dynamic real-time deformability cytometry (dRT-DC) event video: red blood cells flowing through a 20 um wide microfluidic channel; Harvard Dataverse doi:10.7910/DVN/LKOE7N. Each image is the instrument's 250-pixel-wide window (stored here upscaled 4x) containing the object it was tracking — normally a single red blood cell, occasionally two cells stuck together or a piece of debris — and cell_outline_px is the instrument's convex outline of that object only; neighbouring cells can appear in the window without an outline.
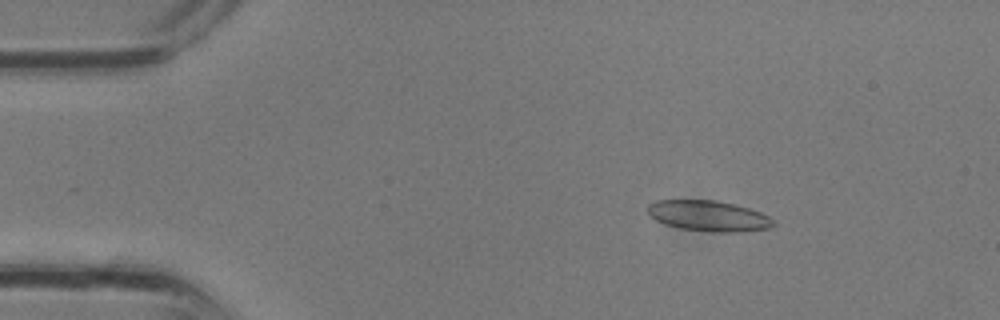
{"species": "common noctule bat (a hibernating species)", "species_latin": "Nyctalus noctula", "temperature_condition": "room temperature", "stored_images_in_passage": 32, "camera_frame_rate_fps": 3000, "um_per_image_px": 0.085, "animal": {"sex": "male", "body_mass_g": 13.3}, "frame": {"image": 1, "passage_image": 4, "time_ms": 1.0, "image_size_px": [1000, 320], "cell_outline_px": [[776, 224], [768, 228], [740, 232], [712, 232], [680, 228], [664, 224], [648, 216], [648, 204], [656, 200], [716, 200], [736, 204], [760, 212], [768, 216]], "centroid_in_image_um": [60.2, 18.35], "position_along_channel_um": 24.8, "area_um2": 22.54}}
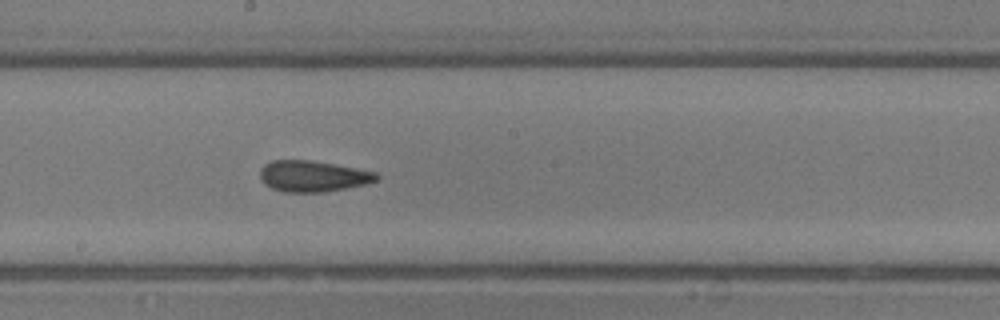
{"frame": {"image": 2, "passage_image": 17, "time_ms": 5.333, "image_size_px": [1000, 320], "cell_outline_px": [[380, 176], [376, 180], [364, 184], [344, 188], [320, 192], [284, 192], [272, 188], [264, 184], [260, 176], [260, 168], [264, 164], [272, 160], [312, 160], [356, 168], [376, 172]], "centroid_in_image_um": [26.56, 14.96], "position_along_channel_um": 221.6, "area_um2": 20.98}}
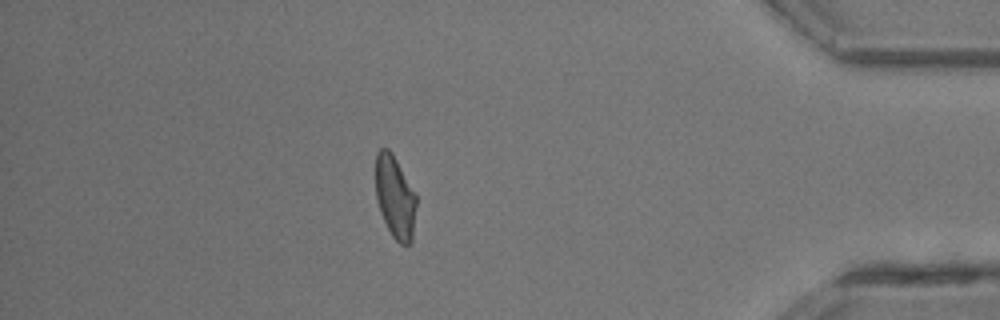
{"frame": {"image": 3, "passage_image": 28, "time_ms": 9.0, "image_size_px": [1000, 320], "cell_outline_px": [[416, 204], [412, 244], [400, 244], [392, 236], [380, 212], [376, 200], [376, 152], [380, 148], [388, 148], [392, 152], [416, 196]], "centroid_in_image_um": [33.57, 16.76], "position_along_channel_um": 401.6, "area_um2": 19.48}}